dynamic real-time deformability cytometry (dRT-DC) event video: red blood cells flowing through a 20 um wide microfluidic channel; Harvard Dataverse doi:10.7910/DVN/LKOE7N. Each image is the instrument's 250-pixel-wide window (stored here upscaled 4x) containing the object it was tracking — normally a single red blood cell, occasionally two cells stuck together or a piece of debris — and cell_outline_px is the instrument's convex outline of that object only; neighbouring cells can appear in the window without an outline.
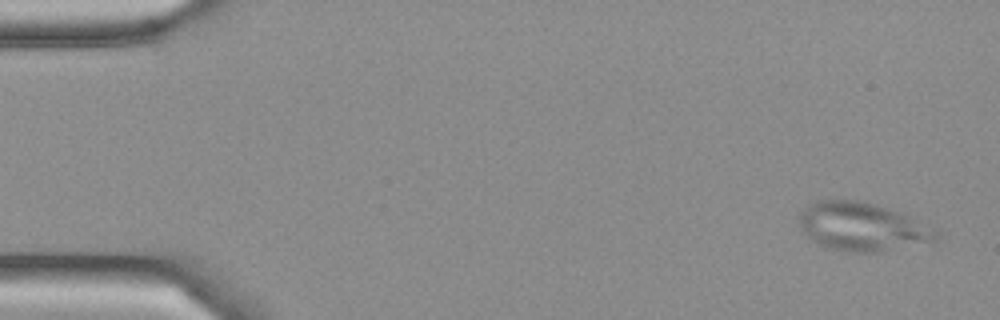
{"species": "Egyptian fruit bat (a non-hibernating species)", "species_latin": "Rousettus aegyptiacus", "temperature_condition": "cold", "stored_images_in_passage": 5, "camera_frame_rate_fps": 3000, "um_per_image_px": 0.085, "frame": {"image": 1, "passage_image": 1, "time_ms": 0.0, "image_size_px": [1000, 320], "cell_outline_px": [[940, 228], [936, 240], [880, 252], [852, 252], [832, 248], [820, 244], [812, 240], [800, 228], [800, 212], [808, 204], [820, 200], [856, 200], [872, 204], [908, 216]], "centroid_in_image_um": [73.31, 19.27], "position_along_channel_um": 11.7, "area_um2": 38.15}}